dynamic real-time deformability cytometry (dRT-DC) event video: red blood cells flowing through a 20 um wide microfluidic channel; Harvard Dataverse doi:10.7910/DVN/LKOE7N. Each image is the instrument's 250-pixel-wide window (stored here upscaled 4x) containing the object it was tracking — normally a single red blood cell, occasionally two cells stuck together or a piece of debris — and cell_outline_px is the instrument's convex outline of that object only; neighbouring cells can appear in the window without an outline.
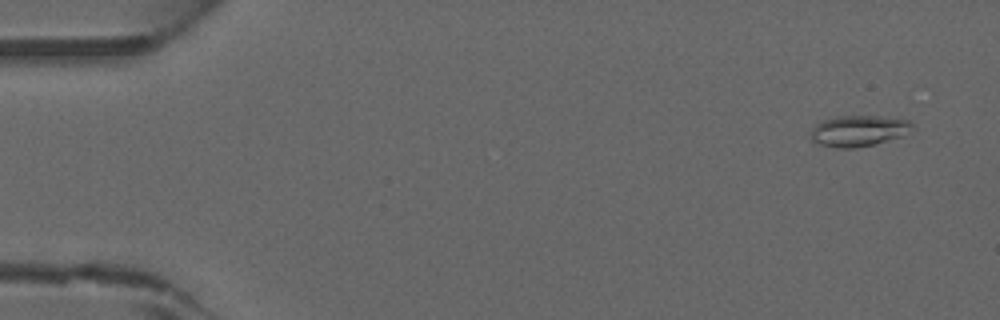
{"species": "common noctule bat (a hibernating species)", "species_latin": "Nyctalus noctula", "temperature_condition": "warm", "stored_images_in_passage": 23, "camera_frame_rate_fps": 3000, "um_per_image_px": 0.085, "animal": {"sex": "male", "forearm_length_mm": 52.5}, "frame": {"image": 1, "passage_image": 3, "time_ms": 0.667, "image_size_px": [1000, 320], "cell_outline_px": [[912, 128], [900, 136], [872, 144], [856, 148], [836, 148], [820, 144], [812, 140], [808, 136], [812, 128], [820, 120], [840, 116], [876, 116], [908, 120], [912, 124]], "centroid_in_image_um": [72.88, 11.12], "position_along_channel_um": 12.1, "area_um2": 18.09}}
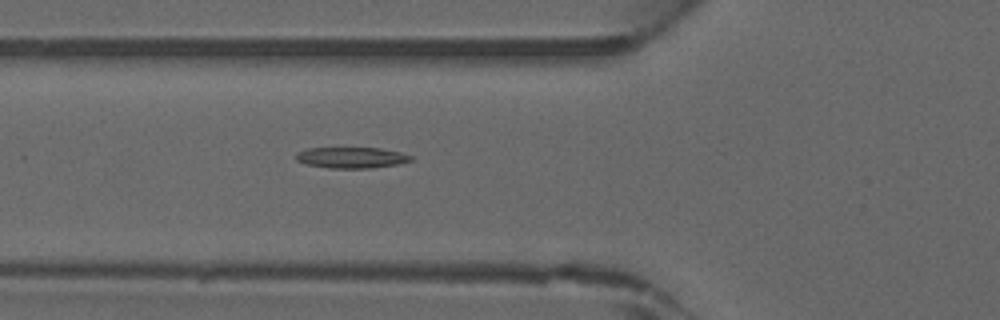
{"frame": {"image": 2, "passage_image": 17, "time_ms": 5.333, "image_size_px": [1000, 320], "cell_outline_px": [[412, 160], [396, 164], [372, 168], [328, 168], [308, 164], [296, 160], [296, 152], [308, 148], [380, 148], [400, 152], [412, 156]], "centroid_in_image_um": [29.86, 13.39], "position_along_channel_um": 95.9, "area_um2": 13.93}}
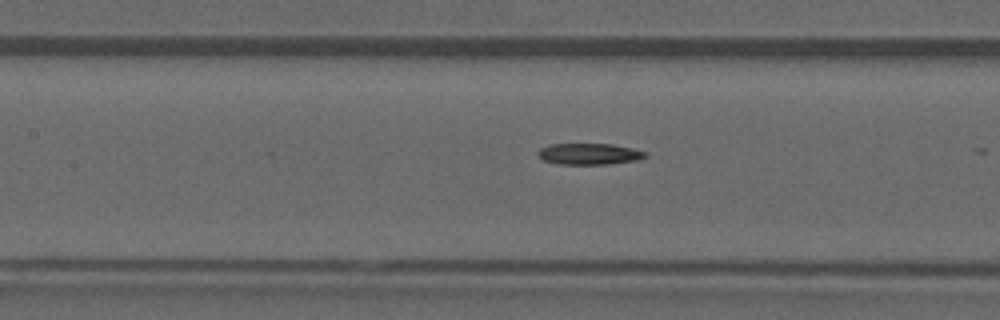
{"frame": {"image": 3, "passage_image": 21, "time_ms": 6.667, "image_size_px": [1000, 320], "cell_outline_px": [[648, 156], [636, 160], [612, 164], [556, 164], [544, 160], [536, 152], [540, 148], [548, 144], [612, 144], [632, 148], [648, 152]], "centroid_in_image_um": [50.1, 13.08], "position_along_channel_um": 157.3, "area_um2": 13.41}}